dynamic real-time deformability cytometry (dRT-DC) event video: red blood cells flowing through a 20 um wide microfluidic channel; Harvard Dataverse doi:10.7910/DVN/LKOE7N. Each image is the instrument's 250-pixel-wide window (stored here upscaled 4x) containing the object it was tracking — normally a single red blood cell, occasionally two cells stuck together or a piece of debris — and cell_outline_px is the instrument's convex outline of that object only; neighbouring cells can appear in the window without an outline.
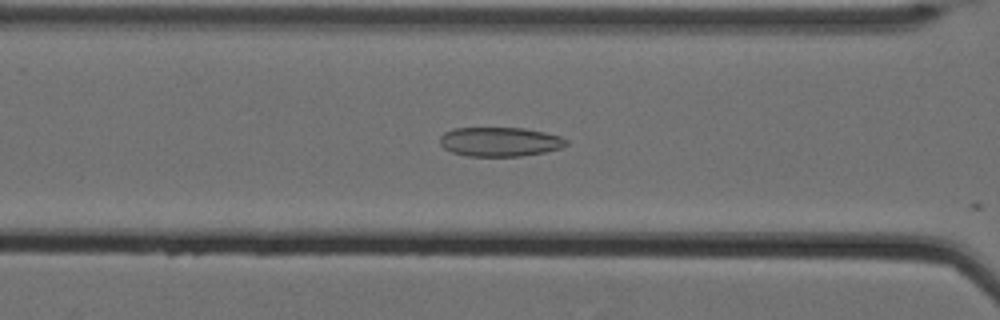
{"species": "Egyptian fruit bat (a non-hibernating species)", "species_latin": "Rousettus aegyptiacus", "temperature_condition": "cold", "stored_images_in_passage": 5, "camera_frame_rate_fps": 3000, "um_per_image_px": 0.085, "animal": {"sex": "female"}, "frame": {"image": 1, "passage_image": 3, "time_ms": 0.667, "image_size_px": [1000, 320], "cell_outline_px": [[568, 144], [560, 148], [544, 152], [520, 156], [468, 156], [452, 152], [444, 148], [440, 144], [440, 136], [444, 132], [452, 128], [524, 128], [544, 132], [560, 136], [568, 140]], "centroid_in_image_um": [42.48, 12.04], "position_along_channel_um": 124.1, "area_um2": 21.56}}